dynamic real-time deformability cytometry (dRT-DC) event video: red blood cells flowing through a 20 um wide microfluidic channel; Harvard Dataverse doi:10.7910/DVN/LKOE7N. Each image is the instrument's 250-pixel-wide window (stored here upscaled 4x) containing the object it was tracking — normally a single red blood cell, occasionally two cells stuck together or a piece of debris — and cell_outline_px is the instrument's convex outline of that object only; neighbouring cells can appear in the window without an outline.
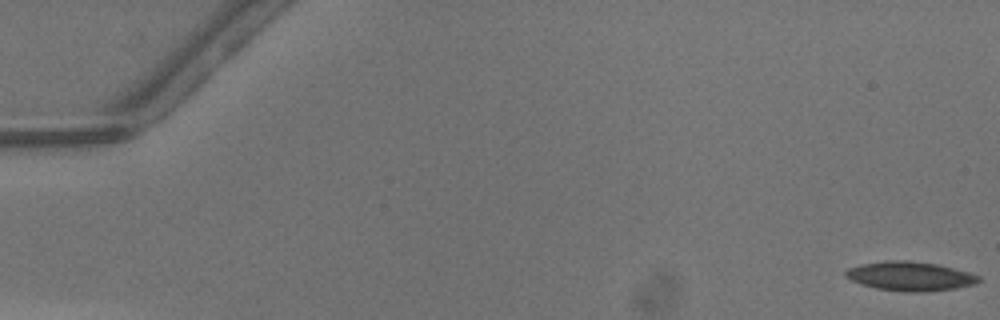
{"species": "common noctule bat (a hibernating species)", "species_latin": "Nyctalus noctula", "temperature_condition": "warm", "stored_images_in_passage": 40, "camera_frame_rate_fps": 3000, "um_per_image_px": 0.085, "animal": {"sex": "male", "body_mass_g": 13.3}, "frame": {"image": 1, "passage_image": 1, "time_ms": 0.0, "image_size_px": [1000, 320], "cell_outline_px": [[980, 280], [976, 284], [956, 288], [924, 292], [904, 292], [876, 288], [852, 280], [844, 276], [844, 272], [848, 268], [860, 264], [888, 260], [908, 260], [936, 264], [968, 272], [980, 276]], "centroid_in_image_um": [77.35, 23.47], "position_along_channel_um": 7.6, "area_um2": 22.54}}
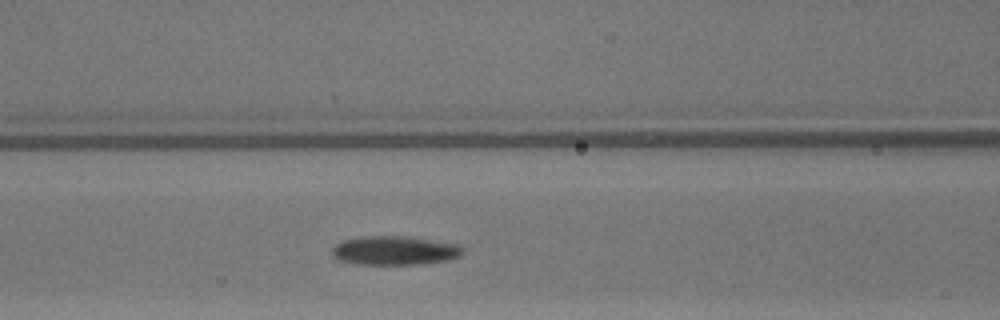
{"frame": {"image": 2, "passage_image": 22, "time_ms": 7.0, "image_size_px": [1000, 320], "cell_outline_px": [[464, 252], [460, 256], [448, 260], [420, 264], [356, 264], [340, 260], [332, 256], [332, 248], [336, 244], [344, 240], [360, 236], [408, 236], [460, 244], [464, 248]], "centroid_in_image_um": [33.58, 21.28], "position_along_channel_um": 133.0, "area_um2": 22.25}}
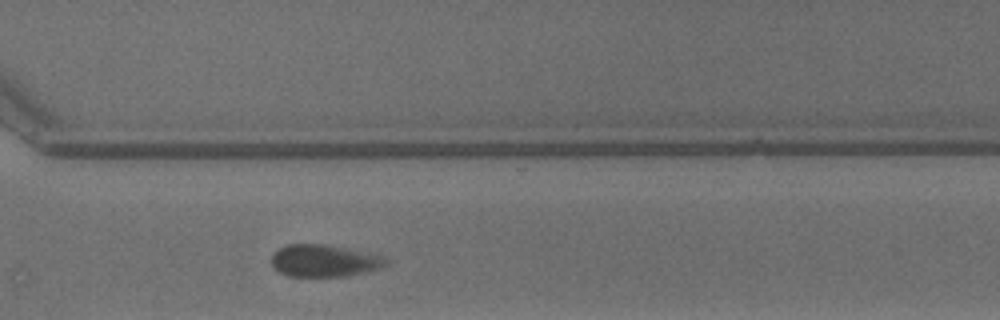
{"frame": {"image": 3, "passage_image": 37, "time_ms": 12.0, "image_size_px": [1000, 320], "cell_outline_px": [[392, 260], [388, 264], [380, 268], [364, 272], [344, 276], [288, 276], [280, 272], [272, 264], [272, 256], [280, 248], [288, 244], [324, 244], [384, 256]], "centroid_in_image_um": [27.6, 22.16], "position_along_channel_um": 343.0, "area_um2": 21.21}, "authors_computed_cell_mechanics": {"area_um2": 21.9351, "velocity_mm_per_s": 4.2109, "shape_relaxation_time_tau1_ms": 5.7557, "shape_relaxation_time_tau2_ms": 2.937, "deformation_change_tau1": 0.1418, "deformation_change_tau2": 0.0819}}